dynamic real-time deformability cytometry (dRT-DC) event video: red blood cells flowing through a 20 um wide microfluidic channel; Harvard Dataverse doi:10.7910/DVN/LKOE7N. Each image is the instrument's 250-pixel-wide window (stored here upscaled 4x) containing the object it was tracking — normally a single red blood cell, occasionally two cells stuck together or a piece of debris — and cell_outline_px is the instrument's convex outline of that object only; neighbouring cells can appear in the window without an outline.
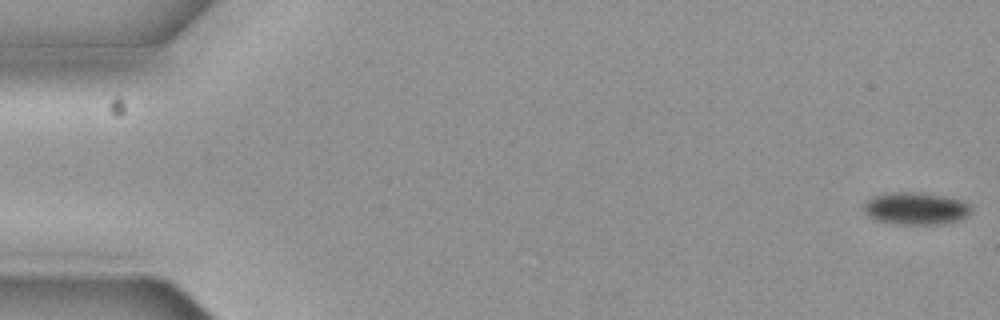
{"species": "common noctule bat (a hibernating species)", "species_latin": "Nyctalus noctula", "temperature_condition": "cold", "stored_images_in_passage": 4, "camera_frame_rate_fps": 3000, "um_per_image_px": 0.085, "animal": {"sex": "female", "body_mass_g": 19.3, "forearm_length_mm": 54.1}, "frame": {"image": 1, "passage_image": 1, "time_ms": 0.0, "image_size_px": [1000, 320], "cell_outline_px": [[972, 212], [968, 216], [960, 220], [944, 224], [896, 224], [872, 220], [864, 212], [864, 204], [872, 196], [888, 192], [920, 192], [944, 196], [964, 200], [972, 204]], "centroid_in_image_um": [77.88, 17.72], "position_along_channel_um": 7.1, "area_um2": 20.81}}